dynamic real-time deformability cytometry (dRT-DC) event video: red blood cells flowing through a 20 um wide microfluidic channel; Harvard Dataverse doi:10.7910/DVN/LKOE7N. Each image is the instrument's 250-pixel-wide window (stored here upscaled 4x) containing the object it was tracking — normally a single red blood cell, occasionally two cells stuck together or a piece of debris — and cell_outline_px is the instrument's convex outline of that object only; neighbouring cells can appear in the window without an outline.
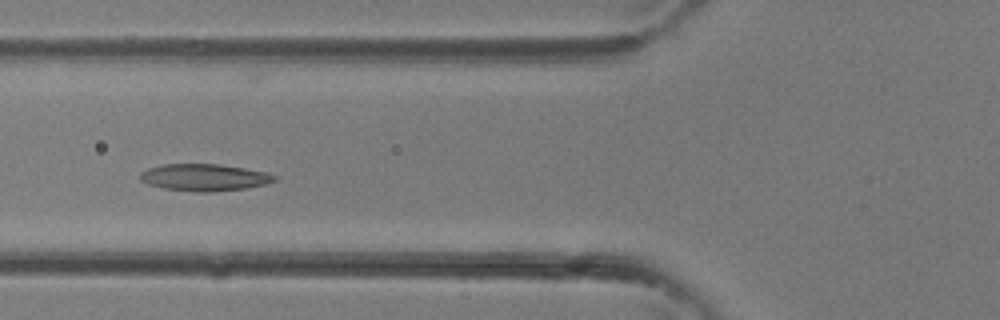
{"species": "common noctule bat (a hibernating species)", "species_latin": "Nyctalus noctula", "temperature_condition": "room temperature", "stored_images_in_passage": 37, "camera_frame_rate_fps": 3000, "um_per_image_px": 0.085, "animal": {"sex": "female"}, "frame": {"image": 1, "passage_image": 14, "time_ms": 4.333, "image_size_px": [1000, 320], "cell_outline_px": [[276, 180], [264, 184], [244, 188], [208, 192], [196, 192], [164, 188], [148, 184], [140, 180], [140, 172], [148, 168], [164, 164], [220, 164], [268, 172], [276, 176]], "centroid_in_image_um": [17.35, 15.07], "position_along_channel_um": 108.4, "area_um2": 20.98}}
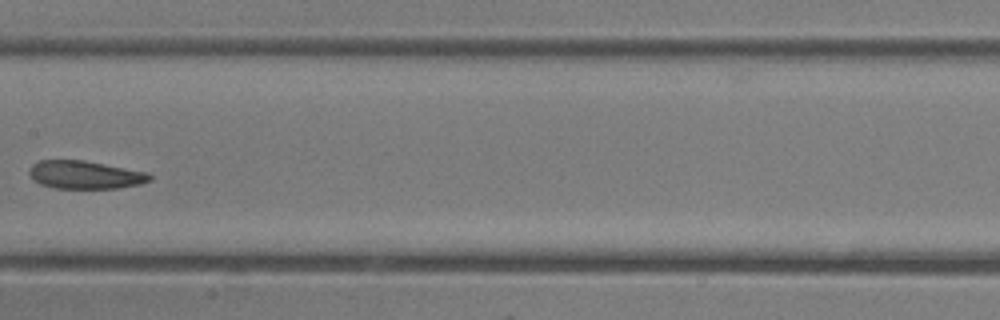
{"frame": {"image": 2, "passage_image": 19, "time_ms": 6.0, "image_size_px": [1000, 320], "cell_outline_px": [[152, 180], [140, 184], [116, 188], [52, 188], [40, 184], [32, 180], [28, 172], [28, 168], [32, 164], [40, 160], [84, 160], [148, 172], [152, 176]], "centroid_in_image_um": [7.2, 14.85], "position_along_channel_um": 200.2, "area_um2": 19.88}}
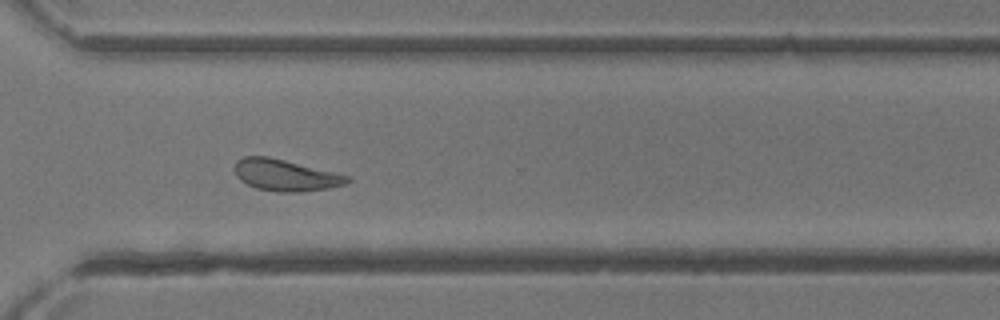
{"frame": {"image": 3, "passage_image": 27, "time_ms": 8.667, "image_size_px": [1000, 320], "cell_outline_px": [[352, 180], [348, 184], [328, 188], [300, 192], [276, 192], [256, 188], [240, 180], [236, 176], [236, 160], [244, 156], [268, 156], [352, 176]], "centroid_in_image_um": [24.31, 14.89], "position_along_channel_um": 346.3, "area_um2": 20.81}}